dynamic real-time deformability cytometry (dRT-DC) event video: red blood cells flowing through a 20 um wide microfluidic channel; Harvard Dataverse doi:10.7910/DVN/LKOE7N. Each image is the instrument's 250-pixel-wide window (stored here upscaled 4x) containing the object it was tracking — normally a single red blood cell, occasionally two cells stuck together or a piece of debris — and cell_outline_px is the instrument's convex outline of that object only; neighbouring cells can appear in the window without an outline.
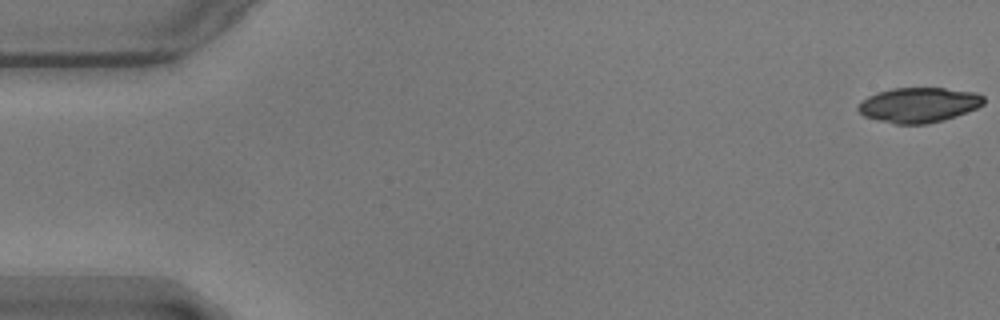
{"species": "common noctule bat (a hibernating species)", "species_latin": "Nyctalus noctula", "temperature_condition": "warm", "stored_images_in_passage": 14, "camera_frame_rate_fps": 3000, "um_per_image_px": 0.085, "animal": {"sex": "male", "body_mass_g": 17.9}, "frame": {"image": 1, "passage_image": 1, "time_ms": 0.0, "image_size_px": [1000, 320], "cell_outline_px": [[984, 104], [976, 108], [956, 116], [944, 120], [928, 124], [896, 124], [864, 116], [856, 108], [860, 100], [876, 92], [892, 88], [944, 88], [976, 92], [984, 96]], "centroid_in_image_um": [78.08, 8.91], "position_along_channel_um": 6.9, "area_um2": 25.72}}
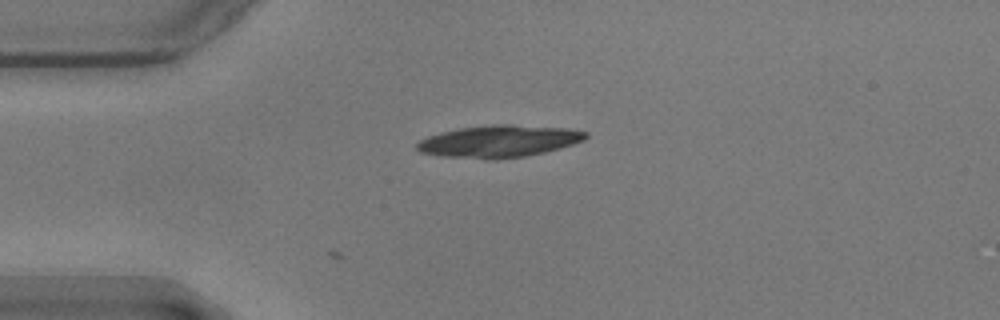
{"frame": {"image": 2, "passage_image": 14, "time_ms": 4.333, "image_size_px": [1000, 320], "cell_outline_px": [[588, 136], [584, 140], [560, 148], [544, 152], [524, 156], [492, 160], [488, 160], [444, 156], [420, 152], [416, 148], [416, 144], [420, 140], [428, 136], [440, 132], [460, 128], [492, 124], [512, 124], [568, 128], [588, 132]], "centroid_in_image_um": [42.42, 12.0], "position_along_channel_um": 42.6, "area_um2": 31.67}}